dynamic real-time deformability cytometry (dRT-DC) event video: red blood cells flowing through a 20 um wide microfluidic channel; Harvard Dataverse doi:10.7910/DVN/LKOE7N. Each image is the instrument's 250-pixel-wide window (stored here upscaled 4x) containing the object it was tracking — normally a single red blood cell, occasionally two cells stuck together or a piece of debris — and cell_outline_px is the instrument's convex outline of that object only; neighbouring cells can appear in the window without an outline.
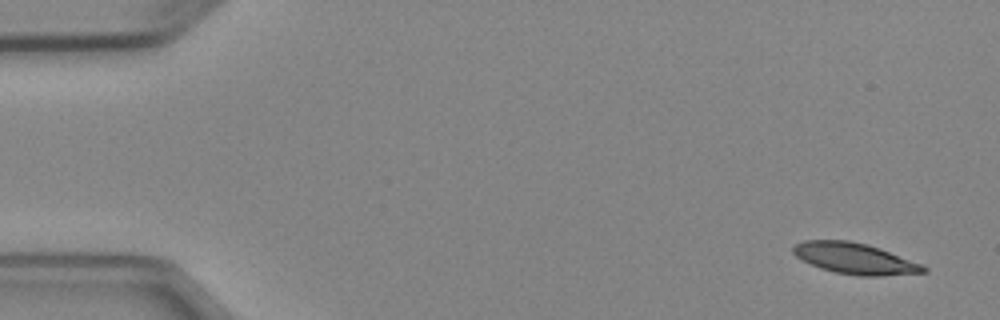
{"species": "Egyptian fruit bat (a non-hibernating species)", "species_latin": "Rousettus aegyptiacus", "temperature_condition": "cold", "stored_images_in_passage": 8, "camera_frame_rate_fps": 3000, "um_per_image_px": 0.085, "animal": {"sex": "female"}, "frame": {"image": 1, "passage_image": 1, "time_ms": 0.0, "image_size_px": [1000, 320], "cell_outline_px": [[928, 272], [880, 276], [860, 276], [836, 272], [820, 268], [796, 256], [792, 252], [792, 248], [796, 244], [804, 240], [848, 240], [868, 244], [880, 248], [920, 264], [928, 268]], "centroid_in_image_um": [72.66, 21.97], "position_along_channel_um": 12.3, "area_um2": 23.35}}
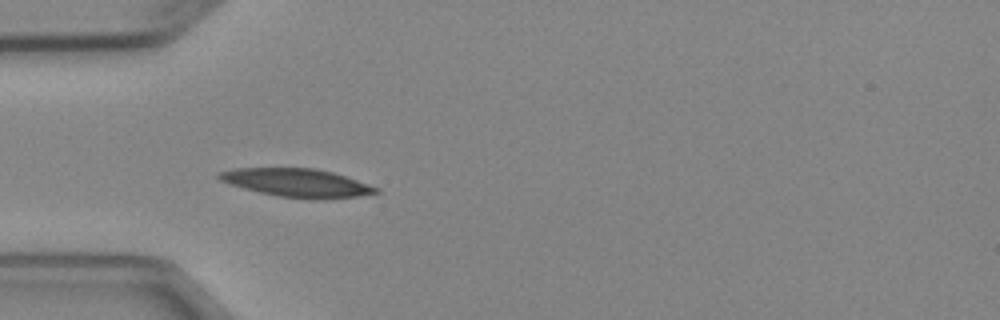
{"frame": {"image": 2, "passage_image": 4, "time_ms": 4.333, "image_size_px": [1000, 320], "cell_outline_px": [[380, 192], [360, 196], [324, 200], [312, 200], [276, 196], [244, 188], [220, 180], [216, 176], [220, 172], [232, 168], [312, 168], [332, 172], [380, 188]], "centroid_in_image_um": [25.27, 15.55], "position_along_channel_um": 59.7, "area_um2": 25.95}}